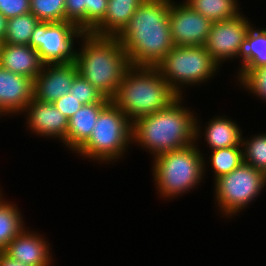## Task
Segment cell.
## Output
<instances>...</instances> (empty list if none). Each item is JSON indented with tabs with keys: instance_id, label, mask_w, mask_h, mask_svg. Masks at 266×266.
Segmentation results:
<instances>
[{
	"instance_id": "cell-19",
	"label": "cell",
	"mask_w": 266,
	"mask_h": 266,
	"mask_svg": "<svg viewBox=\"0 0 266 266\" xmlns=\"http://www.w3.org/2000/svg\"><path fill=\"white\" fill-rule=\"evenodd\" d=\"M205 141L211 150L233 146H242L240 127L225 116L211 119L205 128Z\"/></svg>"
},
{
	"instance_id": "cell-13",
	"label": "cell",
	"mask_w": 266,
	"mask_h": 266,
	"mask_svg": "<svg viewBox=\"0 0 266 266\" xmlns=\"http://www.w3.org/2000/svg\"><path fill=\"white\" fill-rule=\"evenodd\" d=\"M33 98V80L0 66L1 116L23 113Z\"/></svg>"
},
{
	"instance_id": "cell-3",
	"label": "cell",
	"mask_w": 266,
	"mask_h": 266,
	"mask_svg": "<svg viewBox=\"0 0 266 266\" xmlns=\"http://www.w3.org/2000/svg\"><path fill=\"white\" fill-rule=\"evenodd\" d=\"M81 39L83 48L76 49L75 60L78 74L111 100L131 66L127 53L116 37L85 33Z\"/></svg>"
},
{
	"instance_id": "cell-23",
	"label": "cell",
	"mask_w": 266,
	"mask_h": 266,
	"mask_svg": "<svg viewBox=\"0 0 266 266\" xmlns=\"http://www.w3.org/2000/svg\"><path fill=\"white\" fill-rule=\"evenodd\" d=\"M39 22L40 20L32 13L7 19V28L3 43L29 45L32 33Z\"/></svg>"
},
{
	"instance_id": "cell-7",
	"label": "cell",
	"mask_w": 266,
	"mask_h": 266,
	"mask_svg": "<svg viewBox=\"0 0 266 266\" xmlns=\"http://www.w3.org/2000/svg\"><path fill=\"white\" fill-rule=\"evenodd\" d=\"M218 66L204 46H174L156 67L182 97L181 87L211 80Z\"/></svg>"
},
{
	"instance_id": "cell-18",
	"label": "cell",
	"mask_w": 266,
	"mask_h": 266,
	"mask_svg": "<svg viewBox=\"0 0 266 266\" xmlns=\"http://www.w3.org/2000/svg\"><path fill=\"white\" fill-rule=\"evenodd\" d=\"M145 0H108L104 19L90 32L95 36L116 37Z\"/></svg>"
},
{
	"instance_id": "cell-27",
	"label": "cell",
	"mask_w": 266,
	"mask_h": 266,
	"mask_svg": "<svg viewBox=\"0 0 266 266\" xmlns=\"http://www.w3.org/2000/svg\"><path fill=\"white\" fill-rule=\"evenodd\" d=\"M69 94L83 105L111 102L110 99L106 98L102 92L79 74L74 78Z\"/></svg>"
},
{
	"instance_id": "cell-6",
	"label": "cell",
	"mask_w": 266,
	"mask_h": 266,
	"mask_svg": "<svg viewBox=\"0 0 266 266\" xmlns=\"http://www.w3.org/2000/svg\"><path fill=\"white\" fill-rule=\"evenodd\" d=\"M131 143L132 122L111 101L99 113L90 138L76 152L99 163H110L122 156Z\"/></svg>"
},
{
	"instance_id": "cell-4",
	"label": "cell",
	"mask_w": 266,
	"mask_h": 266,
	"mask_svg": "<svg viewBox=\"0 0 266 266\" xmlns=\"http://www.w3.org/2000/svg\"><path fill=\"white\" fill-rule=\"evenodd\" d=\"M180 97L157 67L131 65L111 101L133 123L140 117L170 107Z\"/></svg>"
},
{
	"instance_id": "cell-29",
	"label": "cell",
	"mask_w": 266,
	"mask_h": 266,
	"mask_svg": "<svg viewBox=\"0 0 266 266\" xmlns=\"http://www.w3.org/2000/svg\"><path fill=\"white\" fill-rule=\"evenodd\" d=\"M108 0H86L85 33H90L103 19Z\"/></svg>"
},
{
	"instance_id": "cell-1",
	"label": "cell",
	"mask_w": 266,
	"mask_h": 266,
	"mask_svg": "<svg viewBox=\"0 0 266 266\" xmlns=\"http://www.w3.org/2000/svg\"><path fill=\"white\" fill-rule=\"evenodd\" d=\"M171 0H145L116 36L132 66L156 67L175 46L169 24Z\"/></svg>"
},
{
	"instance_id": "cell-22",
	"label": "cell",
	"mask_w": 266,
	"mask_h": 266,
	"mask_svg": "<svg viewBox=\"0 0 266 266\" xmlns=\"http://www.w3.org/2000/svg\"><path fill=\"white\" fill-rule=\"evenodd\" d=\"M185 2L212 22L233 19L242 13L239 12L237 0H185Z\"/></svg>"
},
{
	"instance_id": "cell-25",
	"label": "cell",
	"mask_w": 266,
	"mask_h": 266,
	"mask_svg": "<svg viewBox=\"0 0 266 266\" xmlns=\"http://www.w3.org/2000/svg\"><path fill=\"white\" fill-rule=\"evenodd\" d=\"M243 160L266 174V134H257L246 140L242 137Z\"/></svg>"
},
{
	"instance_id": "cell-8",
	"label": "cell",
	"mask_w": 266,
	"mask_h": 266,
	"mask_svg": "<svg viewBox=\"0 0 266 266\" xmlns=\"http://www.w3.org/2000/svg\"><path fill=\"white\" fill-rule=\"evenodd\" d=\"M214 185L220 213L233 216L258 197L266 186V174L242 162L238 168L215 179Z\"/></svg>"
},
{
	"instance_id": "cell-20",
	"label": "cell",
	"mask_w": 266,
	"mask_h": 266,
	"mask_svg": "<svg viewBox=\"0 0 266 266\" xmlns=\"http://www.w3.org/2000/svg\"><path fill=\"white\" fill-rule=\"evenodd\" d=\"M261 29L255 30L253 26L249 29L241 56L242 66L237 70L238 73L266 65V28Z\"/></svg>"
},
{
	"instance_id": "cell-17",
	"label": "cell",
	"mask_w": 266,
	"mask_h": 266,
	"mask_svg": "<svg viewBox=\"0 0 266 266\" xmlns=\"http://www.w3.org/2000/svg\"><path fill=\"white\" fill-rule=\"evenodd\" d=\"M109 103L83 105L70 119L64 143L71 151H76L90 138L99 113Z\"/></svg>"
},
{
	"instance_id": "cell-2",
	"label": "cell",
	"mask_w": 266,
	"mask_h": 266,
	"mask_svg": "<svg viewBox=\"0 0 266 266\" xmlns=\"http://www.w3.org/2000/svg\"><path fill=\"white\" fill-rule=\"evenodd\" d=\"M181 100L183 97L170 107L135 120L132 123V142L141 144L140 147L148 149L156 157L198 141L201 137L198 119L182 106Z\"/></svg>"
},
{
	"instance_id": "cell-12",
	"label": "cell",
	"mask_w": 266,
	"mask_h": 266,
	"mask_svg": "<svg viewBox=\"0 0 266 266\" xmlns=\"http://www.w3.org/2000/svg\"><path fill=\"white\" fill-rule=\"evenodd\" d=\"M78 75L75 62L44 64L33 81L34 99L53 103L69 94L74 78Z\"/></svg>"
},
{
	"instance_id": "cell-14",
	"label": "cell",
	"mask_w": 266,
	"mask_h": 266,
	"mask_svg": "<svg viewBox=\"0 0 266 266\" xmlns=\"http://www.w3.org/2000/svg\"><path fill=\"white\" fill-rule=\"evenodd\" d=\"M27 115L28 127L31 132L47 138L55 137L64 141L67 134L68 119L65 117L53 103H43L36 99L28 104L25 109Z\"/></svg>"
},
{
	"instance_id": "cell-30",
	"label": "cell",
	"mask_w": 266,
	"mask_h": 266,
	"mask_svg": "<svg viewBox=\"0 0 266 266\" xmlns=\"http://www.w3.org/2000/svg\"><path fill=\"white\" fill-rule=\"evenodd\" d=\"M86 0H65V21L75 24L85 32Z\"/></svg>"
},
{
	"instance_id": "cell-33",
	"label": "cell",
	"mask_w": 266,
	"mask_h": 266,
	"mask_svg": "<svg viewBox=\"0 0 266 266\" xmlns=\"http://www.w3.org/2000/svg\"><path fill=\"white\" fill-rule=\"evenodd\" d=\"M0 266H28L19 262L18 260H14L4 252H0Z\"/></svg>"
},
{
	"instance_id": "cell-21",
	"label": "cell",
	"mask_w": 266,
	"mask_h": 266,
	"mask_svg": "<svg viewBox=\"0 0 266 266\" xmlns=\"http://www.w3.org/2000/svg\"><path fill=\"white\" fill-rule=\"evenodd\" d=\"M2 198L0 196V252L26 229L18 207Z\"/></svg>"
},
{
	"instance_id": "cell-16",
	"label": "cell",
	"mask_w": 266,
	"mask_h": 266,
	"mask_svg": "<svg viewBox=\"0 0 266 266\" xmlns=\"http://www.w3.org/2000/svg\"><path fill=\"white\" fill-rule=\"evenodd\" d=\"M44 63L39 53L29 45L0 43V66L34 81Z\"/></svg>"
},
{
	"instance_id": "cell-34",
	"label": "cell",
	"mask_w": 266,
	"mask_h": 266,
	"mask_svg": "<svg viewBox=\"0 0 266 266\" xmlns=\"http://www.w3.org/2000/svg\"><path fill=\"white\" fill-rule=\"evenodd\" d=\"M7 28V18L0 12V43H3Z\"/></svg>"
},
{
	"instance_id": "cell-9",
	"label": "cell",
	"mask_w": 266,
	"mask_h": 266,
	"mask_svg": "<svg viewBox=\"0 0 266 266\" xmlns=\"http://www.w3.org/2000/svg\"><path fill=\"white\" fill-rule=\"evenodd\" d=\"M84 34L82 29L68 21H40L32 33L29 46L38 51L44 64L75 62L74 38Z\"/></svg>"
},
{
	"instance_id": "cell-24",
	"label": "cell",
	"mask_w": 266,
	"mask_h": 266,
	"mask_svg": "<svg viewBox=\"0 0 266 266\" xmlns=\"http://www.w3.org/2000/svg\"><path fill=\"white\" fill-rule=\"evenodd\" d=\"M242 146L226 147L221 149L211 150L212 154L209 158L211 162L214 176L217 179L225 174L230 173L235 168H238L243 160V148Z\"/></svg>"
},
{
	"instance_id": "cell-26",
	"label": "cell",
	"mask_w": 266,
	"mask_h": 266,
	"mask_svg": "<svg viewBox=\"0 0 266 266\" xmlns=\"http://www.w3.org/2000/svg\"><path fill=\"white\" fill-rule=\"evenodd\" d=\"M30 13L43 22H63L65 0H30Z\"/></svg>"
},
{
	"instance_id": "cell-11",
	"label": "cell",
	"mask_w": 266,
	"mask_h": 266,
	"mask_svg": "<svg viewBox=\"0 0 266 266\" xmlns=\"http://www.w3.org/2000/svg\"><path fill=\"white\" fill-rule=\"evenodd\" d=\"M212 23L186 2L170 1L169 24L175 46H204Z\"/></svg>"
},
{
	"instance_id": "cell-5",
	"label": "cell",
	"mask_w": 266,
	"mask_h": 266,
	"mask_svg": "<svg viewBox=\"0 0 266 266\" xmlns=\"http://www.w3.org/2000/svg\"><path fill=\"white\" fill-rule=\"evenodd\" d=\"M196 143L154 157L153 177L162 197L181 196L203 179L207 161Z\"/></svg>"
},
{
	"instance_id": "cell-10",
	"label": "cell",
	"mask_w": 266,
	"mask_h": 266,
	"mask_svg": "<svg viewBox=\"0 0 266 266\" xmlns=\"http://www.w3.org/2000/svg\"><path fill=\"white\" fill-rule=\"evenodd\" d=\"M252 24L248 19L239 14L237 17L212 23L208 34L205 49L221 66L225 60L239 57L241 59L246 35Z\"/></svg>"
},
{
	"instance_id": "cell-15",
	"label": "cell",
	"mask_w": 266,
	"mask_h": 266,
	"mask_svg": "<svg viewBox=\"0 0 266 266\" xmlns=\"http://www.w3.org/2000/svg\"><path fill=\"white\" fill-rule=\"evenodd\" d=\"M39 235L36 232L24 230L7 245L3 252L28 266H49L52 263L50 244Z\"/></svg>"
},
{
	"instance_id": "cell-32",
	"label": "cell",
	"mask_w": 266,
	"mask_h": 266,
	"mask_svg": "<svg viewBox=\"0 0 266 266\" xmlns=\"http://www.w3.org/2000/svg\"><path fill=\"white\" fill-rule=\"evenodd\" d=\"M53 105L65 116L70 119L83 104L70 94H66L53 102Z\"/></svg>"
},
{
	"instance_id": "cell-31",
	"label": "cell",
	"mask_w": 266,
	"mask_h": 266,
	"mask_svg": "<svg viewBox=\"0 0 266 266\" xmlns=\"http://www.w3.org/2000/svg\"><path fill=\"white\" fill-rule=\"evenodd\" d=\"M0 12L7 19L30 13V0H0Z\"/></svg>"
},
{
	"instance_id": "cell-28",
	"label": "cell",
	"mask_w": 266,
	"mask_h": 266,
	"mask_svg": "<svg viewBox=\"0 0 266 266\" xmlns=\"http://www.w3.org/2000/svg\"><path fill=\"white\" fill-rule=\"evenodd\" d=\"M237 76L243 88L266 101V65L254 67L250 71H240Z\"/></svg>"
}]
</instances>
